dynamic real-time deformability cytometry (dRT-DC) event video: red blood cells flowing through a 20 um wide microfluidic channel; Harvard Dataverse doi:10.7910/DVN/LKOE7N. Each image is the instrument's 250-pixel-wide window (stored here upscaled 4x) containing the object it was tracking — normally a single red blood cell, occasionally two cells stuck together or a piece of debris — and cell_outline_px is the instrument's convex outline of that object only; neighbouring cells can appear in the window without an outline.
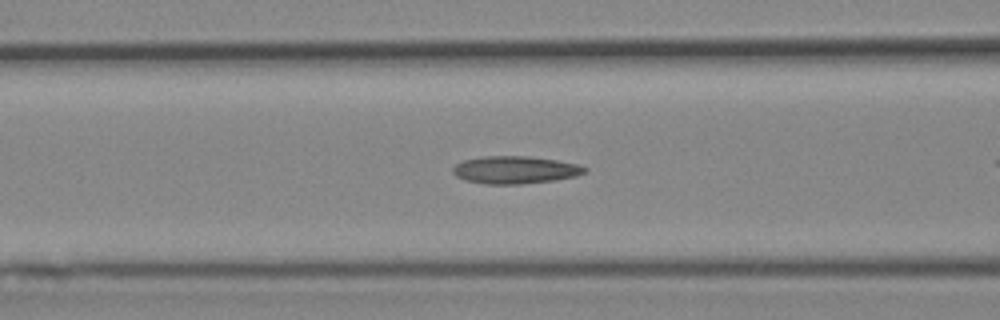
{"species": "Egyptian fruit bat (a non-hibernating species)", "species_latin": "Rousettus aegyptiacus", "temperature_condition": "cold", "stored_images_in_passage": 23, "camera_frame_rate_fps": 3000, "um_per_image_px": 0.085, "animal": {"sex": "female"}, "frame": {"image": 1, "passage_image": 20, "time_ms": 6.333, "image_size_px": [1000, 320], "cell_outline_px": [[588, 172], [576, 176], [556, 180], [520, 184], [484, 184], [464, 180], [456, 176], [452, 172], [452, 168], [456, 164], [464, 160], [484, 156], [528, 156], [556, 160], [580, 164], [588, 168]], "centroid_in_image_um": [43.81, 14.44], "position_along_channel_um": 122.8, "area_um2": 21.39}}